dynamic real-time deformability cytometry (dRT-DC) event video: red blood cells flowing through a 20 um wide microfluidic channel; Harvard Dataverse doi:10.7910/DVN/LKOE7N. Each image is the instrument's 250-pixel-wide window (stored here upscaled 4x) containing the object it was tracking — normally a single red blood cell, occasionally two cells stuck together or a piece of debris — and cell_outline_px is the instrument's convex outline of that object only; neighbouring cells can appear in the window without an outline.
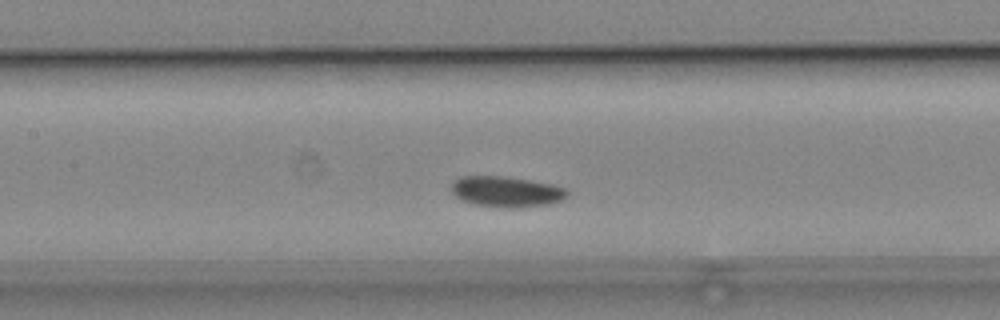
{"species": "common noctule bat (a hibernating species)", "species_latin": "Nyctalus noctula", "temperature_condition": "cold", "stored_images_in_passage": 31, "camera_frame_rate_fps": 3000, "um_per_image_px": 0.085, "animal": {"sex": "male", "body_mass_g": 19.2, "forearm_length_mm": 51.8}, "frame": {"image": 1, "passage_image": 8, "time_ms": 2.333, "image_size_px": [1000, 320], "cell_outline_px": [[568, 196], [564, 200], [552, 204], [520, 208], [500, 208], [472, 204], [460, 200], [452, 192], [452, 184], [456, 180], [464, 176], [496, 176], [528, 180], [552, 184], [564, 188], [568, 192]], "centroid_in_image_um": [43.07, 16.32], "position_along_channel_um": 164.3, "area_um2": 20.87}}
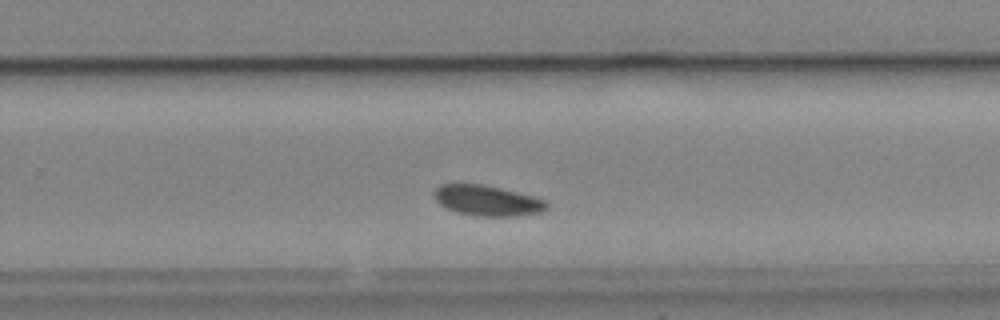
{"frame": {"image": 2, "passage_image": 18, "time_ms": 5.667, "image_size_px": [1000, 320], "cell_outline_px": [[548, 208], [544, 212], [516, 216], [472, 216], [456, 212], [440, 204], [436, 200], [436, 188], [440, 184], [480, 184], [532, 196], [544, 200], [548, 204]], "centroid_in_image_um": [41.44, 17.07], "position_along_channel_um": 288.4, "area_um2": 19.71}}
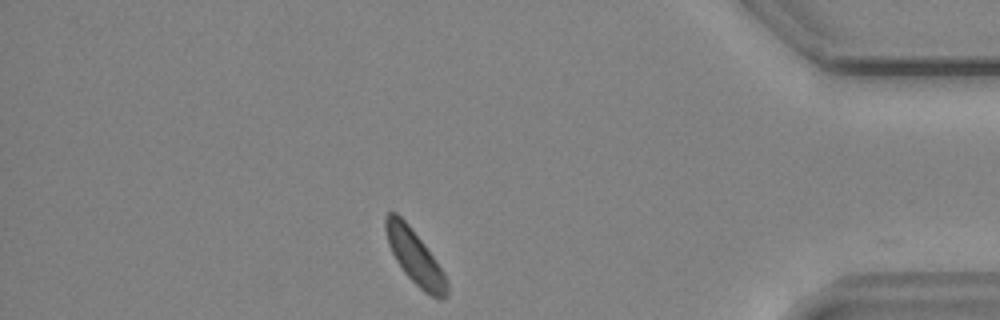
{"frame": {"image": 3, "passage_image": 30, "time_ms": 9.667, "image_size_px": [1000, 320], "cell_outline_px": [[448, 292], [444, 300], [440, 300], [424, 292], [404, 272], [396, 260], [388, 244], [384, 228], [384, 216], [388, 212], [396, 212], [408, 224], [424, 244], [444, 272], [448, 280]], "centroid_in_image_um": [35.26, 21.85], "position_along_channel_um": 399.9, "area_um2": 19.31}}